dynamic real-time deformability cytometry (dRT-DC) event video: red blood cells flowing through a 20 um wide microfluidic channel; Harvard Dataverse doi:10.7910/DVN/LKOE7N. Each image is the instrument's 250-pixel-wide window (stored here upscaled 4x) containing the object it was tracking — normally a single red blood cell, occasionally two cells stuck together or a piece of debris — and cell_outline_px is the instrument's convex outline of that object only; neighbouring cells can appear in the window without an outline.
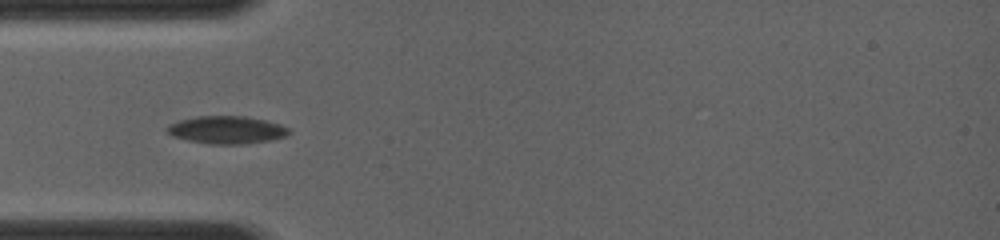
{"species": "common noctule bat (a hibernating species)", "species_latin": "Nyctalus noctula", "temperature_condition": "room temperature", "stored_images_in_passage": 31, "camera_frame_rate_fps": 4000, "um_per_image_px": 0.085, "animal": {"sex": "female", "body_mass_g": 19.0, "forearm_length_mm": 56.7}, "frame": {"image": 1, "passage_image": 4, "time_ms": 1.0, "image_size_px": [1000, 240], "cell_outline_px": [[288, 132], [284, 136], [268, 140], [236, 144], [212, 144], [188, 140], [176, 136], [168, 132], [168, 128], [172, 124], [180, 120], [196, 116], [244, 116], [264, 120], [288, 128]], "centroid_in_image_um": [19.25, 11.03], "position_along_channel_um": 65.8, "area_um2": 18.84}}
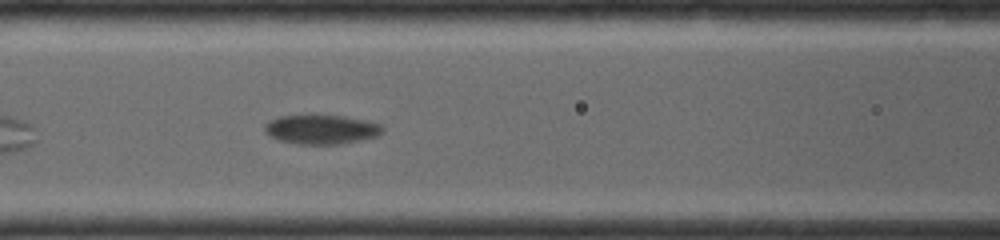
{"frame": {"image": 2, "passage_image": 11, "time_ms": 2.75, "image_size_px": [1000, 240], "cell_outline_px": [[380, 132], [372, 136], [352, 140], [328, 144], [308, 144], [284, 140], [272, 136], [264, 128], [276, 116], [308, 112], [344, 116], [368, 120], [380, 124]], "centroid_in_image_um": [27.25, 10.9], "position_along_channel_um": 139.4, "area_um2": 19.71}}
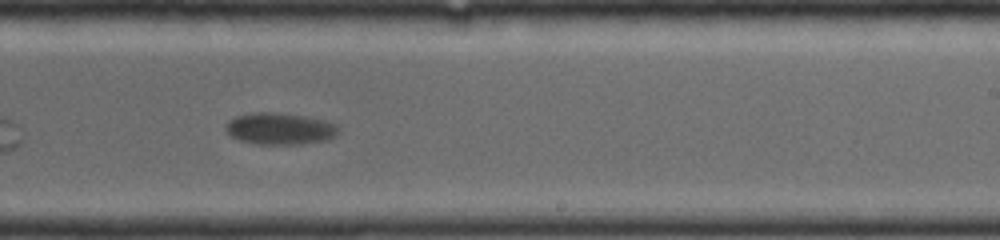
{"frame": {"image": 3, "passage_image": 22, "time_ms": 5.75, "image_size_px": [1000, 240], "cell_outline_px": [[336, 132], [332, 136], [320, 140], [292, 144], [260, 144], [240, 140], [232, 136], [228, 132], [228, 120], [236, 116], [256, 112], [280, 112], [320, 120], [332, 124], [336, 128]], "centroid_in_image_um": [23.68, 10.92], "position_along_channel_um": 265.3, "area_um2": 19.77}}